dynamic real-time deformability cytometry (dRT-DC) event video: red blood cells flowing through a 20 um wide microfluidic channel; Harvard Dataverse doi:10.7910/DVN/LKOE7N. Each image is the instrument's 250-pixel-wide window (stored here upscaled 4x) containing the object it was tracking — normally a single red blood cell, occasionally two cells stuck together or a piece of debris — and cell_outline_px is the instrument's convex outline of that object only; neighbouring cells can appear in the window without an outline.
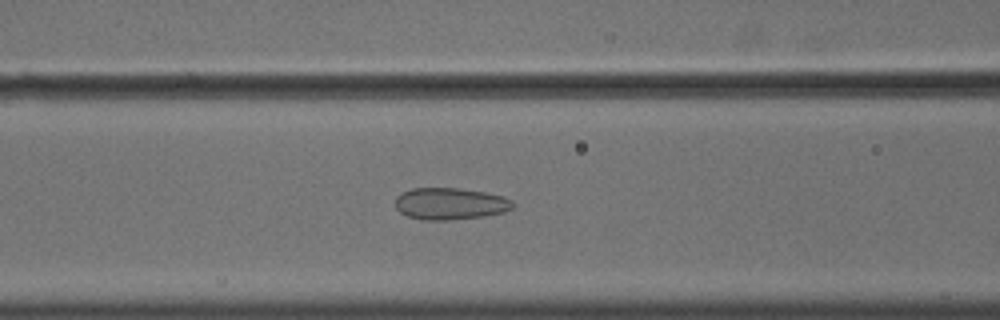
{"species": "common noctule bat (a hibernating species)", "species_latin": "Nyctalus noctula", "temperature_condition": "cold", "stored_images_in_passage": 56, "camera_frame_rate_fps": 3000, "um_per_image_px": 0.085, "animal": {"sex": "male", "body_mass_g": 18.8}, "frame": {"image": 1, "passage_image": 24, "time_ms": 7.667, "image_size_px": [1000, 320], "cell_outline_px": [[516, 204], [512, 208], [504, 212], [484, 216], [448, 220], [420, 220], [408, 216], [400, 212], [396, 208], [396, 196], [400, 192], [412, 188], [460, 188], [484, 192], [504, 196], [512, 200]], "centroid_in_image_um": [38.26, 17.31], "position_along_channel_um": 128.3, "area_um2": 22.02}}
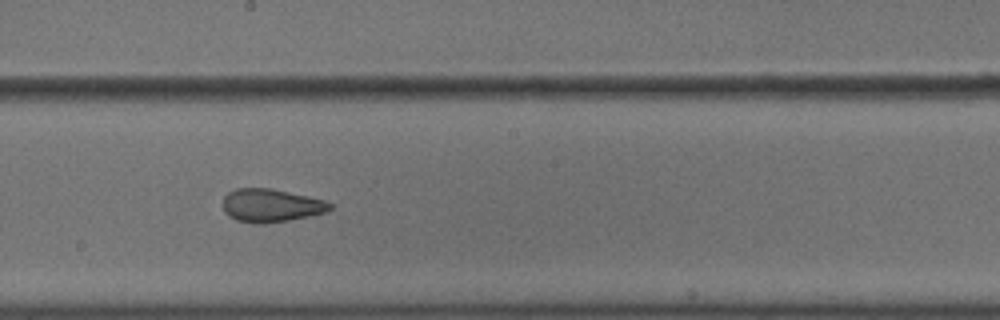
{"frame": {"image": 2, "passage_image": 32, "time_ms": 10.333, "image_size_px": [1000, 320], "cell_outline_px": [[332, 208], [328, 212], [288, 220], [264, 224], [260, 224], [236, 220], [228, 216], [224, 212], [224, 196], [228, 192], [236, 188], [272, 188], [308, 196], [324, 200], [332, 204]], "centroid_in_image_um": [23.04, 17.46], "position_along_channel_um": 225.2, "area_um2": 20.75}}
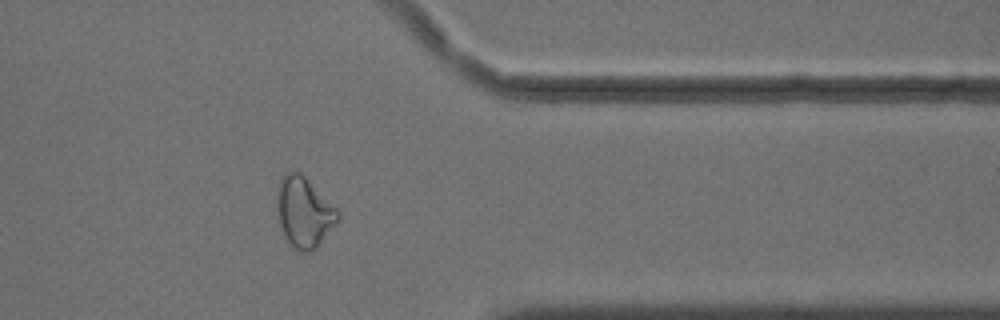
{"frame": {"image": 3, "passage_image": 46, "time_ms": 15.0, "image_size_px": [1000, 320], "cell_outline_px": [[340, 216], [316, 248], [308, 252], [300, 252], [288, 240], [280, 224], [276, 200], [280, 180], [284, 172], [292, 168], [304, 176], [340, 212]], "centroid_in_image_um": [25.82, 17.99], "position_along_channel_um": 385.6, "area_um2": 24.33}, "authors_computed_cell_mechanics": {"area_um2": 24.565, "velocity_mm_per_s": 3.621, "shape_relaxation_time_tau1_ms": null, "shape_relaxation_time_tau2_ms": 1.5191, "deformation_change_tau1": null, "deformation_change_tau2": 0.0925}}